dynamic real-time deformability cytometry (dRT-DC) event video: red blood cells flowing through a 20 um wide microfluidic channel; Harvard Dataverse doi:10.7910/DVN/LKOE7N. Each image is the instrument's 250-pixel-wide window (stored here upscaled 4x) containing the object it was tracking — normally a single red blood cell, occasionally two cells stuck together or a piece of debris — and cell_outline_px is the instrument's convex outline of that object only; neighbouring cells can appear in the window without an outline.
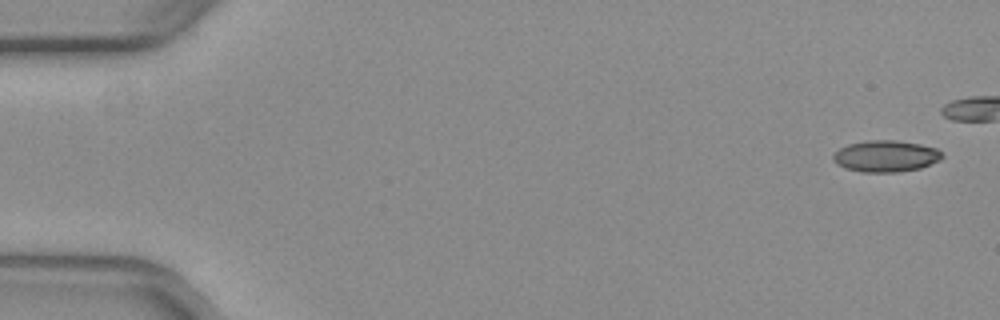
{"species": "common noctule bat (a hibernating species)", "species_latin": "Nyctalus noctula", "temperature_condition": "warm", "stored_images_in_passage": 12, "camera_frame_rate_fps": 3000, "um_per_image_px": 0.085, "animal": {"sex": "female", "body_mass_g": 29.2, "forearm_length_mm": 56.3}, "frame": {"image": 1, "passage_image": 1, "time_ms": 0.0, "image_size_px": [1000, 320], "cell_outline_px": [[936, 152], [932, 160], [924, 164], [912, 168], [856, 168], [860, 144], [908, 144], [928, 148]], "centroid_in_image_um": [75.91, 13.26], "position_along_channel_um": 9.1, "area_um2": 12.02}}